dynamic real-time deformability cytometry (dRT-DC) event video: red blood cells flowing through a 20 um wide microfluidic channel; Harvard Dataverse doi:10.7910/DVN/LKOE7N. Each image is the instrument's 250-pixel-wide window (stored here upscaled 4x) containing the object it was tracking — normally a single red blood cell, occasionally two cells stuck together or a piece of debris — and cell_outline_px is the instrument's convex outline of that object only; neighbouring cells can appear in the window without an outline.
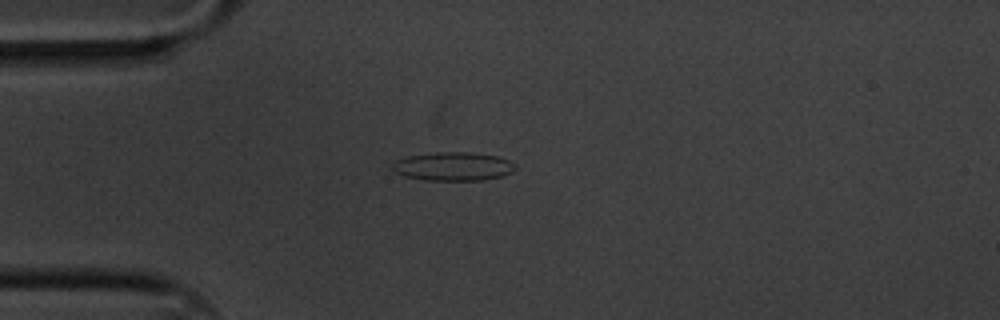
{"species": "common noctule bat (a hibernating species)", "species_latin": "Nyctalus noctula", "temperature_condition": "cold", "stored_images_in_passage": 6, "camera_frame_rate_fps": 3000, "um_per_image_px": 0.085, "animal": {"sex": "male", "body_mass_g": 20.1, "forearm_length_mm": 53.5}, "frame": {"image": 1, "passage_image": 5, "time_ms": 1.333, "image_size_px": [1000, 320], "cell_outline_px": [[516, 168], [512, 172], [504, 176], [484, 180], [424, 180], [404, 176], [396, 172], [392, 168], [392, 164], [396, 160], [408, 156], [436, 152], [468, 152], [500, 156], [516, 164]], "centroid_in_image_um": [38.56, 14.14], "position_along_channel_um": 46.4, "area_um2": 20.63}}